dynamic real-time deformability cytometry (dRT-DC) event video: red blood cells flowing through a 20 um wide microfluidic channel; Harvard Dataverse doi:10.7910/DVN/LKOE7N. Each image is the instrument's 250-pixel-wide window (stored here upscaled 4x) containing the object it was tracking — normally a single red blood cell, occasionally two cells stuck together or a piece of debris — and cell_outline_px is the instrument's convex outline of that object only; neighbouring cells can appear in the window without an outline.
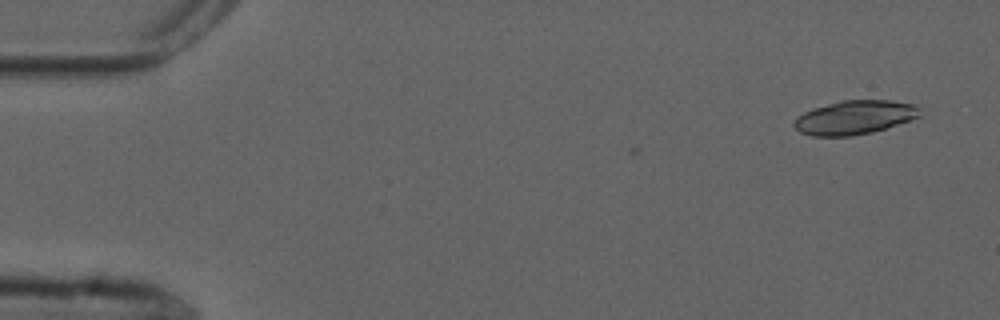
{"species": "common noctule bat (a hibernating species)", "species_latin": "Nyctalus noctula", "temperature_condition": "cold", "stored_images_in_passage": 3, "camera_frame_rate_fps": 3000, "um_per_image_px": 0.085, "animal": {"sex": "male", "forearm_length_mm": 52.5}, "frame": {"image": 1, "passage_image": 3, "time_ms": 0.667, "image_size_px": [1000, 320], "cell_outline_px": [[920, 116], [872, 132], [852, 136], [812, 136], [800, 132], [792, 124], [796, 116], [812, 108], [840, 100], [892, 100], [912, 104], [920, 108]], "centroid_in_image_um": [72.58, 9.97], "position_along_channel_um": 12.4, "area_um2": 24.8}}